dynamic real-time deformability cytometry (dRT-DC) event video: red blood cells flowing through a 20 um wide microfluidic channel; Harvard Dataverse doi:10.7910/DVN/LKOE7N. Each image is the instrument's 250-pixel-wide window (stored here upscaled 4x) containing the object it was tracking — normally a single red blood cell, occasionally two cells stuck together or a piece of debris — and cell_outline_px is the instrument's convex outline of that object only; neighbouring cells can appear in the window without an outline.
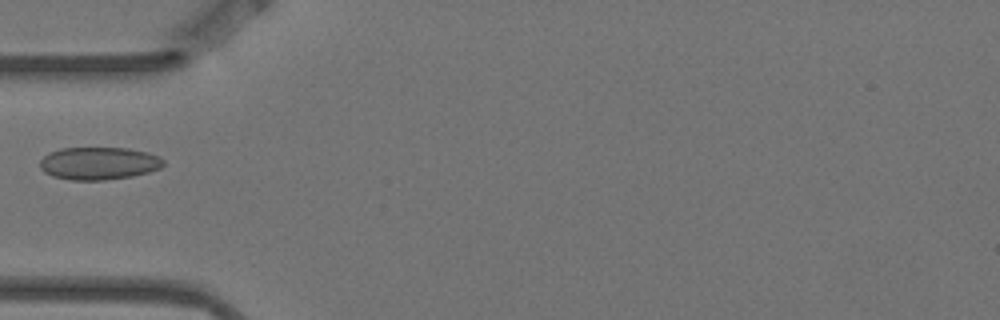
{"species": "Egyptian fruit bat (a non-hibernating species)", "species_latin": "Rousettus aegyptiacus", "temperature_condition": "warm", "stored_images_in_passage": 10, "camera_frame_rate_fps": 3000, "um_per_image_px": 0.085, "animal": {"sex": "female"}, "frame": {"image": 1, "passage_image": 5, "time_ms": 1.333, "image_size_px": [1000, 320], "cell_outline_px": [[164, 164], [160, 168], [148, 172], [132, 176], [104, 180], [72, 180], [52, 176], [44, 172], [40, 168], [40, 160], [48, 152], [60, 148], [128, 148], [148, 152], [160, 156], [164, 160]], "centroid_in_image_um": [8.39, 13.88], "position_along_channel_um": 76.6, "area_um2": 23.64}}
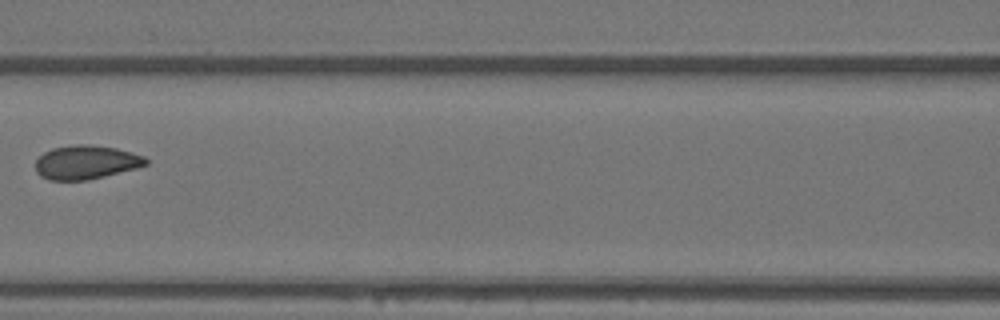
{"frame": {"image": 2, "passage_image": 7, "time_ms": 2.0, "image_size_px": [1000, 320], "cell_outline_px": [[148, 164], [136, 168], [88, 180], [48, 180], [40, 176], [36, 172], [36, 160], [44, 152], [52, 148], [76, 144], [88, 144], [116, 148], [132, 152], [144, 156], [148, 160]], "centroid_in_image_um": [7.3, 13.79], "position_along_channel_um": 159.3, "area_um2": 21.79}}
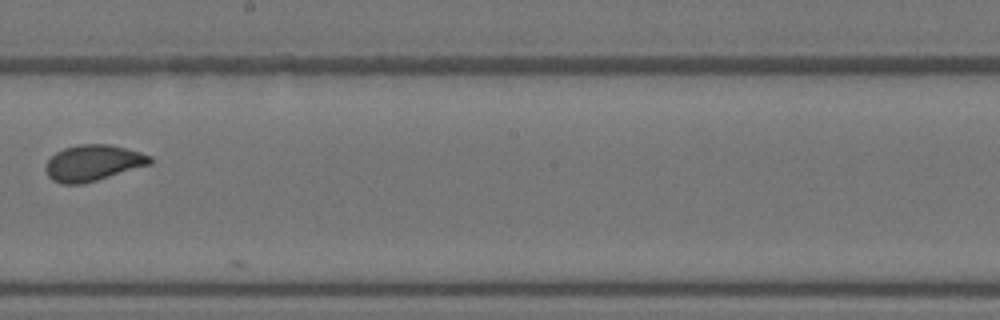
{"frame": {"image": 3, "passage_image": 9, "time_ms": 2.667, "image_size_px": [1000, 320], "cell_outline_px": [[152, 164], [96, 180], [80, 184], [64, 184], [52, 180], [48, 176], [44, 168], [48, 160], [56, 152], [64, 148], [80, 144], [108, 144], [140, 152], [152, 156]], "centroid_in_image_um": [7.9, 13.84], "position_along_channel_um": 240.3, "area_um2": 21.79}}